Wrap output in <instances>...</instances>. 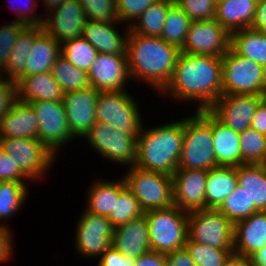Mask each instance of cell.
Masks as SVG:
<instances>
[{
    "label": "cell",
    "instance_id": "obj_7",
    "mask_svg": "<svg viewBox=\"0 0 266 266\" xmlns=\"http://www.w3.org/2000/svg\"><path fill=\"white\" fill-rule=\"evenodd\" d=\"M128 168L130 170L122 178L144 212L167 209L174 205L171 175L145 171L135 166Z\"/></svg>",
    "mask_w": 266,
    "mask_h": 266
},
{
    "label": "cell",
    "instance_id": "obj_50",
    "mask_svg": "<svg viewBox=\"0 0 266 266\" xmlns=\"http://www.w3.org/2000/svg\"><path fill=\"white\" fill-rule=\"evenodd\" d=\"M12 237L11 230L7 226L0 225V263L8 262L14 255Z\"/></svg>",
    "mask_w": 266,
    "mask_h": 266
},
{
    "label": "cell",
    "instance_id": "obj_46",
    "mask_svg": "<svg viewBox=\"0 0 266 266\" xmlns=\"http://www.w3.org/2000/svg\"><path fill=\"white\" fill-rule=\"evenodd\" d=\"M30 180L14 161L0 148V181L25 182Z\"/></svg>",
    "mask_w": 266,
    "mask_h": 266
},
{
    "label": "cell",
    "instance_id": "obj_17",
    "mask_svg": "<svg viewBox=\"0 0 266 266\" xmlns=\"http://www.w3.org/2000/svg\"><path fill=\"white\" fill-rule=\"evenodd\" d=\"M87 73L90 86L100 92L125 91L130 78L127 55L98 53Z\"/></svg>",
    "mask_w": 266,
    "mask_h": 266
},
{
    "label": "cell",
    "instance_id": "obj_25",
    "mask_svg": "<svg viewBox=\"0 0 266 266\" xmlns=\"http://www.w3.org/2000/svg\"><path fill=\"white\" fill-rule=\"evenodd\" d=\"M211 134L217 166L241 165L240 135L211 113Z\"/></svg>",
    "mask_w": 266,
    "mask_h": 266
},
{
    "label": "cell",
    "instance_id": "obj_20",
    "mask_svg": "<svg viewBox=\"0 0 266 266\" xmlns=\"http://www.w3.org/2000/svg\"><path fill=\"white\" fill-rule=\"evenodd\" d=\"M110 244L125 257L135 259L151 251L145 216L142 215L115 227Z\"/></svg>",
    "mask_w": 266,
    "mask_h": 266
},
{
    "label": "cell",
    "instance_id": "obj_33",
    "mask_svg": "<svg viewBox=\"0 0 266 266\" xmlns=\"http://www.w3.org/2000/svg\"><path fill=\"white\" fill-rule=\"evenodd\" d=\"M174 0H158L129 27L130 31L144 36L160 37L169 6Z\"/></svg>",
    "mask_w": 266,
    "mask_h": 266
},
{
    "label": "cell",
    "instance_id": "obj_44",
    "mask_svg": "<svg viewBox=\"0 0 266 266\" xmlns=\"http://www.w3.org/2000/svg\"><path fill=\"white\" fill-rule=\"evenodd\" d=\"M24 23L19 21H11L0 26V72H2L7 64V58L12 51L19 33L26 27Z\"/></svg>",
    "mask_w": 266,
    "mask_h": 266
},
{
    "label": "cell",
    "instance_id": "obj_8",
    "mask_svg": "<svg viewBox=\"0 0 266 266\" xmlns=\"http://www.w3.org/2000/svg\"><path fill=\"white\" fill-rule=\"evenodd\" d=\"M130 94L128 90L100 92L96 102V121L138 138L144 125L137 101Z\"/></svg>",
    "mask_w": 266,
    "mask_h": 266
},
{
    "label": "cell",
    "instance_id": "obj_55",
    "mask_svg": "<svg viewBox=\"0 0 266 266\" xmlns=\"http://www.w3.org/2000/svg\"><path fill=\"white\" fill-rule=\"evenodd\" d=\"M224 266H251V263L249 258L232 253L226 260Z\"/></svg>",
    "mask_w": 266,
    "mask_h": 266
},
{
    "label": "cell",
    "instance_id": "obj_21",
    "mask_svg": "<svg viewBox=\"0 0 266 266\" xmlns=\"http://www.w3.org/2000/svg\"><path fill=\"white\" fill-rule=\"evenodd\" d=\"M266 246V211L234 224L233 253L249 258Z\"/></svg>",
    "mask_w": 266,
    "mask_h": 266
},
{
    "label": "cell",
    "instance_id": "obj_43",
    "mask_svg": "<svg viewBox=\"0 0 266 266\" xmlns=\"http://www.w3.org/2000/svg\"><path fill=\"white\" fill-rule=\"evenodd\" d=\"M176 5L192 20H215V0H174Z\"/></svg>",
    "mask_w": 266,
    "mask_h": 266
},
{
    "label": "cell",
    "instance_id": "obj_2",
    "mask_svg": "<svg viewBox=\"0 0 266 266\" xmlns=\"http://www.w3.org/2000/svg\"><path fill=\"white\" fill-rule=\"evenodd\" d=\"M180 53L160 37L129 31L126 55L130 78L146 82L159 94L169 83Z\"/></svg>",
    "mask_w": 266,
    "mask_h": 266
},
{
    "label": "cell",
    "instance_id": "obj_32",
    "mask_svg": "<svg viewBox=\"0 0 266 266\" xmlns=\"http://www.w3.org/2000/svg\"><path fill=\"white\" fill-rule=\"evenodd\" d=\"M230 47L240 56L253 60L266 69V34L251 28L231 33Z\"/></svg>",
    "mask_w": 266,
    "mask_h": 266
},
{
    "label": "cell",
    "instance_id": "obj_34",
    "mask_svg": "<svg viewBox=\"0 0 266 266\" xmlns=\"http://www.w3.org/2000/svg\"><path fill=\"white\" fill-rule=\"evenodd\" d=\"M51 73L64 93L90 87L87 71L72 65L61 55L54 62Z\"/></svg>",
    "mask_w": 266,
    "mask_h": 266
},
{
    "label": "cell",
    "instance_id": "obj_19",
    "mask_svg": "<svg viewBox=\"0 0 266 266\" xmlns=\"http://www.w3.org/2000/svg\"><path fill=\"white\" fill-rule=\"evenodd\" d=\"M208 171L177 169L172 175L173 204L191 212L205 209Z\"/></svg>",
    "mask_w": 266,
    "mask_h": 266
},
{
    "label": "cell",
    "instance_id": "obj_16",
    "mask_svg": "<svg viewBox=\"0 0 266 266\" xmlns=\"http://www.w3.org/2000/svg\"><path fill=\"white\" fill-rule=\"evenodd\" d=\"M86 20L85 11L78 0H65L46 12L42 26L47 34L61 44L82 37Z\"/></svg>",
    "mask_w": 266,
    "mask_h": 266
},
{
    "label": "cell",
    "instance_id": "obj_42",
    "mask_svg": "<svg viewBox=\"0 0 266 266\" xmlns=\"http://www.w3.org/2000/svg\"><path fill=\"white\" fill-rule=\"evenodd\" d=\"M88 21L119 22L116 0H78Z\"/></svg>",
    "mask_w": 266,
    "mask_h": 266
},
{
    "label": "cell",
    "instance_id": "obj_18",
    "mask_svg": "<svg viewBox=\"0 0 266 266\" xmlns=\"http://www.w3.org/2000/svg\"><path fill=\"white\" fill-rule=\"evenodd\" d=\"M100 91L94 87L64 93L62 103L74 138L85 137L96 122V102Z\"/></svg>",
    "mask_w": 266,
    "mask_h": 266
},
{
    "label": "cell",
    "instance_id": "obj_29",
    "mask_svg": "<svg viewBox=\"0 0 266 266\" xmlns=\"http://www.w3.org/2000/svg\"><path fill=\"white\" fill-rule=\"evenodd\" d=\"M43 31V26L27 25L18 35L16 43L7 58V64L1 72L2 77L16 82L25 76L26 59L35 38ZM6 73V74H3Z\"/></svg>",
    "mask_w": 266,
    "mask_h": 266
},
{
    "label": "cell",
    "instance_id": "obj_38",
    "mask_svg": "<svg viewBox=\"0 0 266 266\" xmlns=\"http://www.w3.org/2000/svg\"><path fill=\"white\" fill-rule=\"evenodd\" d=\"M98 51L83 37L61 43V56L77 68L89 71Z\"/></svg>",
    "mask_w": 266,
    "mask_h": 266
},
{
    "label": "cell",
    "instance_id": "obj_11",
    "mask_svg": "<svg viewBox=\"0 0 266 266\" xmlns=\"http://www.w3.org/2000/svg\"><path fill=\"white\" fill-rule=\"evenodd\" d=\"M105 159L133 167L137 158V137L120 132L117 128L96 121L83 137Z\"/></svg>",
    "mask_w": 266,
    "mask_h": 266
},
{
    "label": "cell",
    "instance_id": "obj_40",
    "mask_svg": "<svg viewBox=\"0 0 266 266\" xmlns=\"http://www.w3.org/2000/svg\"><path fill=\"white\" fill-rule=\"evenodd\" d=\"M144 215V211L133 193L125 188L118 197H114V212L107 217L115 228Z\"/></svg>",
    "mask_w": 266,
    "mask_h": 266
},
{
    "label": "cell",
    "instance_id": "obj_22",
    "mask_svg": "<svg viewBox=\"0 0 266 266\" xmlns=\"http://www.w3.org/2000/svg\"><path fill=\"white\" fill-rule=\"evenodd\" d=\"M115 24L120 22H95L86 20L83 27L82 37L86 39L98 53L126 54L127 39L130 31L126 24V32L120 34Z\"/></svg>",
    "mask_w": 266,
    "mask_h": 266
},
{
    "label": "cell",
    "instance_id": "obj_5",
    "mask_svg": "<svg viewBox=\"0 0 266 266\" xmlns=\"http://www.w3.org/2000/svg\"><path fill=\"white\" fill-rule=\"evenodd\" d=\"M151 251L167 254L181 250L188 237V212L171 206L144 212Z\"/></svg>",
    "mask_w": 266,
    "mask_h": 266
},
{
    "label": "cell",
    "instance_id": "obj_6",
    "mask_svg": "<svg viewBox=\"0 0 266 266\" xmlns=\"http://www.w3.org/2000/svg\"><path fill=\"white\" fill-rule=\"evenodd\" d=\"M266 96V69L231 47L222 56V95Z\"/></svg>",
    "mask_w": 266,
    "mask_h": 266
},
{
    "label": "cell",
    "instance_id": "obj_56",
    "mask_svg": "<svg viewBox=\"0 0 266 266\" xmlns=\"http://www.w3.org/2000/svg\"><path fill=\"white\" fill-rule=\"evenodd\" d=\"M251 266H266V246L249 257Z\"/></svg>",
    "mask_w": 266,
    "mask_h": 266
},
{
    "label": "cell",
    "instance_id": "obj_45",
    "mask_svg": "<svg viewBox=\"0 0 266 266\" xmlns=\"http://www.w3.org/2000/svg\"><path fill=\"white\" fill-rule=\"evenodd\" d=\"M116 12L119 22L127 23L130 27L142 12L158 0H116Z\"/></svg>",
    "mask_w": 266,
    "mask_h": 266
},
{
    "label": "cell",
    "instance_id": "obj_31",
    "mask_svg": "<svg viewBox=\"0 0 266 266\" xmlns=\"http://www.w3.org/2000/svg\"><path fill=\"white\" fill-rule=\"evenodd\" d=\"M238 184L259 211H266V164L237 166Z\"/></svg>",
    "mask_w": 266,
    "mask_h": 266
},
{
    "label": "cell",
    "instance_id": "obj_30",
    "mask_svg": "<svg viewBox=\"0 0 266 266\" xmlns=\"http://www.w3.org/2000/svg\"><path fill=\"white\" fill-rule=\"evenodd\" d=\"M97 180L88 189L85 209L90 213L108 217L111 212H114V197H118L126 185L122 176L117 181Z\"/></svg>",
    "mask_w": 266,
    "mask_h": 266
},
{
    "label": "cell",
    "instance_id": "obj_1",
    "mask_svg": "<svg viewBox=\"0 0 266 266\" xmlns=\"http://www.w3.org/2000/svg\"><path fill=\"white\" fill-rule=\"evenodd\" d=\"M186 103L196 101L208 110L222 96V57L181 52L172 77L159 93Z\"/></svg>",
    "mask_w": 266,
    "mask_h": 266
},
{
    "label": "cell",
    "instance_id": "obj_15",
    "mask_svg": "<svg viewBox=\"0 0 266 266\" xmlns=\"http://www.w3.org/2000/svg\"><path fill=\"white\" fill-rule=\"evenodd\" d=\"M265 98L262 95H222L208 110L223 124L241 133L251 128L256 110Z\"/></svg>",
    "mask_w": 266,
    "mask_h": 266
},
{
    "label": "cell",
    "instance_id": "obj_47",
    "mask_svg": "<svg viewBox=\"0 0 266 266\" xmlns=\"http://www.w3.org/2000/svg\"><path fill=\"white\" fill-rule=\"evenodd\" d=\"M9 1L11 3V2H15L17 0H9ZM15 3H16L17 8L13 7L15 5H13V6L11 5L13 8H15L17 10V11H15V13H17V15H18V17L16 19H14V21H19L21 23H24L25 25H30V26H42L43 25V23H44V14L38 16L35 13L36 11H34L35 9H37L35 7H38L39 8L37 0H28L27 3H28V5L30 7L27 4H25L24 7L23 6L21 7V6L17 5L18 2H15Z\"/></svg>",
    "mask_w": 266,
    "mask_h": 266
},
{
    "label": "cell",
    "instance_id": "obj_52",
    "mask_svg": "<svg viewBox=\"0 0 266 266\" xmlns=\"http://www.w3.org/2000/svg\"><path fill=\"white\" fill-rule=\"evenodd\" d=\"M133 266H166V257L163 253L149 251L138 257Z\"/></svg>",
    "mask_w": 266,
    "mask_h": 266
},
{
    "label": "cell",
    "instance_id": "obj_26",
    "mask_svg": "<svg viewBox=\"0 0 266 266\" xmlns=\"http://www.w3.org/2000/svg\"><path fill=\"white\" fill-rule=\"evenodd\" d=\"M256 5L257 0H225L217 3L215 20L230 34L250 28Z\"/></svg>",
    "mask_w": 266,
    "mask_h": 266
},
{
    "label": "cell",
    "instance_id": "obj_12",
    "mask_svg": "<svg viewBox=\"0 0 266 266\" xmlns=\"http://www.w3.org/2000/svg\"><path fill=\"white\" fill-rule=\"evenodd\" d=\"M38 118V139L57 157L63 145L73 136L62 101H31Z\"/></svg>",
    "mask_w": 266,
    "mask_h": 266
},
{
    "label": "cell",
    "instance_id": "obj_53",
    "mask_svg": "<svg viewBox=\"0 0 266 266\" xmlns=\"http://www.w3.org/2000/svg\"><path fill=\"white\" fill-rule=\"evenodd\" d=\"M250 28L266 34V0H257L254 19Z\"/></svg>",
    "mask_w": 266,
    "mask_h": 266
},
{
    "label": "cell",
    "instance_id": "obj_36",
    "mask_svg": "<svg viewBox=\"0 0 266 266\" xmlns=\"http://www.w3.org/2000/svg\"><path fill=\"white\" fill-rule=\"evenodd\" d=\"M192 20L173 2L169 6L160 38L181 49Z\"/></svg>",
    "mask_w": 266,
    "mask_h": 266
},
{
    "label": "cell",
    "instance_id": "obj_41",
    "mask_svg": "<svg viewBox=\"0 0 266 266\" xmlns=\"http://www.w3.org/2000/svg\"><path fill=\"white\" fill-rule=\"evenodd\" d=\"M184 248L188 251L196 266H224L233 250H218L195 242L187 237Z\"/></svg>",
    "mask_w": 266,
    "mask_h": 266
},
{
    "label": "cell",
    "instance_id": "obj_37",
    "mask_svg": "<svg viewBox=\"0 0 266 266\" xmlns=\"http://www.w3.org/2000/svg\"><path fill=\"white\" fill-rule=\"evenodd\" d=\"M217 210L226 218H228L233 224L247 219L252 214L259 211L254 206L253 202H250L247 193L239 184H237L232 193L225 198Z\"/></svg>",
    "mask_w": 266,
    "mask_h": 266
},
{
    "label": "cell",
    "instance_id": "obj_27",
    "mask_svg": "<svg viewBox=\"0 0 266 266\" xmlns=\"http://www.w3.org/2000/svg\"><path fill=\"white\" fill-rule=\"evenodd\" d=\"M238 184L237 167L218 166L208 171L205 209H218Z\"/></svg>",
    "mask_w": 266,
    "mask_h": 266
},
{
    "label": "cell",
    "instance_id": "obj_54",
    "mask_svg": "<svg viewBox=\"0 0 266 266\" xmlns=\"http://www.w3.org/2000/svg\"><path fill=\"white\" fill-rule=\"evenodd\" d=\"M251 128L266 136V98L259 104Z\"/></svg>",
    "mask_w": 266,
    "mask_h": 266
},
{
    "label": "cell",
    "instance_id": "obj_3",
    "mask_svg": "<svg viewBox=\"0 0 266 266\" xmlns=\"http://www.w3.org/2000/svg\"><path fill=\"white\" fill-rule=\"evenodd\" d=\"M183 137V119L148 129L142 126L137 138L135 167L172 176L178 168Z\"/></svg>",
    "mask_w": 266,
    "mask_h": 266
},
{
    "label": "cell",
    "instance_id": "obj_24",
    "mask_svg": "<svg viewBox=\"0 0 266 266\" xmlns=\"http://www.w3.org/2000/svg\"><path fill=\"white\" fill-rule=\"evenodd\" d=\"M16 99L31 101H62L64 92L51 71L20 77L16 82Z\"/></svg>",
    "mask_w": 266,
    "mask_h": 266
},
{
    "label": "cell",
    "instance_id": "obj_58",
    "mask_svg": "<svg viewBox=\"0 0 266 266\" xmlns=\"http://www.w3.org/2000/svg\"><path fill=\"white\" fill-rule=\"evenodd\" d=\"M225 0H215L216 3H220V2H223Z\"/></svg>",
    "mask_w": 266,
    "mask_h": 266
},
{
    "label": "cell",
    "instance_id": "obj_35",
    "mask_svg": "<svg viewBox=\"0 0 266 266\" xmlns=\"http://www.w3.org/2000/svg\"><path fill=\"white\" fill-rule=\"evenodd\" d=\"M28 196L26 182L0 181V222L19 213ZM0 225L7 226L2 222Z\"/></svg>",
    "mask_w": 266,
    "mask_h": 266
},
{
    "label": "cell",
    "instance_id": "obj_57",
    "mask_svg": "<svg viewBox=\"0 0 266 266\" xmlns=\"http://www.w3.org/2000/svg\"><path fill=\"white\" fill-rule=\"evenodd\" d=\"M65 0H43L44 2V9L47 10V12L55 7H57L59 4L64 2Z\"/></svg>",
    "mask_w": 266,
    "mask_h": 266
},
{
    "label": "cell",
    "instance_id": "obj_48",
    "mask_svg": "<svg viewBox=\"0 0 266 266\" xmlns=\"http://www.w3.org/2000/svg\"><path fill=\"white\" fill-rule=\"evenodd\" d=\"M97 266H133L136 259L125 257L111 245L100 255Z\"/></svg>",
    "mask_w": 266,
    "mask_h": 266
},
{
    "label": "cell",
    "instance_id": "obj_28",
    "mask_svg": "<svg viewBox=\"0 0 266 266\" xmlns=\"http://www.w3.org/2000/svg\"><path fill=\"white\" fill-rule=\"evenodd\" d=\"M61 55V44L44 30L35 38L27 56L25 76L51 71Z\"/></svg>",
    "mask_w": 266,
    "mask_h": 266
},
{
    "label": "cell",
    "instance_id": "obj_23",
    "mask_svg": "<svg viewBox=\"0 0 266 266\" xmlns=\"http://www.w3.org/2000/svg\"><path fill=\"white\" fill-rule=\"evenodd\" d=\"M0 137L38 139V118L29 103L13 102L0 119Z\"/></svg>",
    "mask_w": 266,
    "mask_h": 266
},
{
    "label": "cell",
    "instance_id": "obj_49",
    "mask_svg": "<svg viewBox=\"0 0 266 266\" xmlns=\"http://www.w3.org/2000/svg\"><path fill=\"white\" fill-rule=\"evenodd\" d=\"M16 100V84L12 80H0V119L8 112Z\"/></svg>",
    "mask_w": 266,
    "mask_h": 266
},
{
    "label": "cell",
    "instance_id": "obj_14",
    "mask_svg": "<svg viewBox=\"0 0 266 266\" xmlns=\"http://www.w3.org/2000/svg\"><path fill=\"white\" fill-rule=\"evenodd\" d=\"M77 221L75 247L83 257H100L111 245L114 227L106 216L84 211Z\"/></svg>",
    "mask_w": 266,
    "mask_h": 266
},
{
    "label": "cell",
    "instance_id": "obj_39",
    "mask_svg": "<svg viewBox=\"0 0 266 266\" xmlns=\"http://www.w3.org/2000/svg\"><path fill=\"white\" fill-rule=\"evenodd\" d=\"M240 135L241 165L266 164V136L248 128Z\"/></svg>",
    "mask_w": 266,
    "mask_h": 266
},
{
    "label": "cell",
    "instance_id": "obj_4",
    "mask_svg": "<svg viewBox=\"0 0 266 266\" xmlns=\"http://www.w3.org/2000/svg\"><path fill=\"white\" fill-rule=\"evenodd\" d=\"M184 137L177 169L206 170L218 167L211 134V112L199 110L183 117Z\"/></svg>",
    "mask_w": 266,
    "mask_h": 266
},
{
    "label": "cell",
    "instance_id": "obj_9",
    "mask_svg": "<svg viewBox=\"0 0 266 266\" xmlns=\"http://www.w3.org/2000/svg\"><path fill=\"white\" fill-rule=\"evenodd\" d=\"M234 224L216 209L188 212V238L218 250H233Z\"/></svg>",
    "mask_w": 266,
    "mask_h": 266
},
{
    "label": "cell",
    "instance_id": "obj_51",
    "mask_svg": "<svg viewBox=\"0 0 266 266\" xmlns=\"http://www.w3.org/2000/svg\"><path fill=\"white\" fill-rule=\"evenodd\" d=\"M165 257L166 266H196L185 248L169 252Z\"/></svg>",
    "mask_w": 266,
    "mask_h": 266
},
{
    "label": "cell",
    "instance_id": "obj_13",
    "mask_svg": "<svg viewBox=\"0 0 266 266\" xmlns=\"http://www.w3.org/2000/svg\"><path fill=\"white\" fill-rule=\"evenodd\" d=\"M231 34L216 20L192 21L183 53L222 57L229 49Z\"/></svg>",
    "mask_w": 266,
    "mask_h": 266
},
{
    "label": "cell",
    "instance_id": "obj_10",
    "mask_svg": "<svg viewBox=\"0 0 266 266\" xmlns=\"http://www.w3.org/2000/svg\"><path fill=\"white\" fill-rule=\"evenodd\" d=\"M0 148L30 179H41L55 163L54 155L39 139L0 137ZM38 178V179H37Z\"/></svg>",
    "mask_w": 266,
    "mask_h": 266
}]
</instances>
